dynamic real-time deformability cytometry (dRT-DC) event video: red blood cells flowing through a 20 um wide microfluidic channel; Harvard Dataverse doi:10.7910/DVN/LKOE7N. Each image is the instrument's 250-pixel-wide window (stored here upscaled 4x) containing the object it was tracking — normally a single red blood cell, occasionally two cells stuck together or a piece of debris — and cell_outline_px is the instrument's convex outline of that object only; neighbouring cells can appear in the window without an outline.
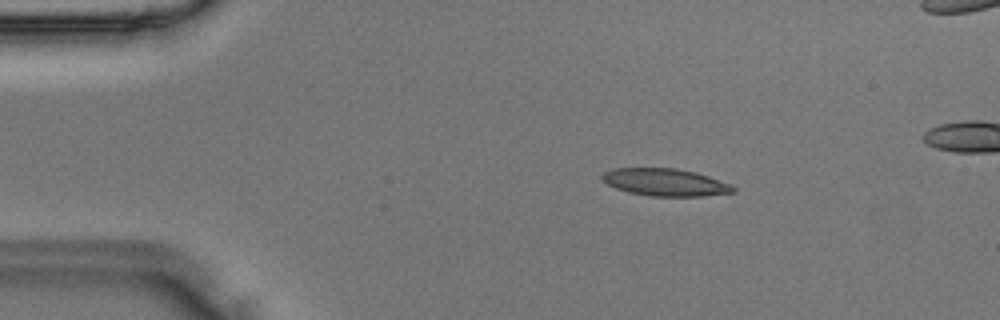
{"species": "Egyptian fruit bat (a non-hibernating species)", "species_latin": "Rousettus aegyptiacus", "temperature_condition": "room temperature", "stored_images_in_passage": 48, "camera_frame_rate_fps": 3000, "um_per_image_px": 0.085, "animal": {"sex": "male"}, "frame": {"image": 1, "passage_image": 7, "time_ms": 2.0, "image_size_px": [1000, 320], "cell_outline_px": [[736, 192], [704, 196], [648, 196], [628, 192], [616, 188], [608, 184], [600, 176], [604, 172], [612, 168], [676, 168], [696, 172], [732, 184], [736, 188]], "centroid_in_image_um": [56.57, 15.49], "position_along_channel_um": 28.4, "area_um2": 21.04}}
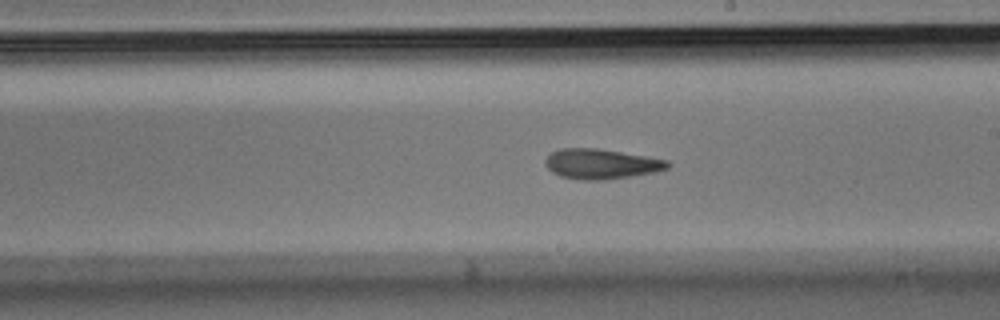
{"frame": {"image": 2, "passage_image": 26, "time_ms": 8.333, "image_size_px": [1000, 320], "cell_outline_px": [[672, 164], [668, 168], [656, 172], [604, 180], [584, 180], [560, 176], [552, 172], [544, 164], [544, 160], [552, 152], [560, 148], [596, 148], [648, 156], [668, 160]], "centroid_in_image_um": [51.12, 13.93], "position_along_channel_um": 237.9, "area_um2": 21.5}}
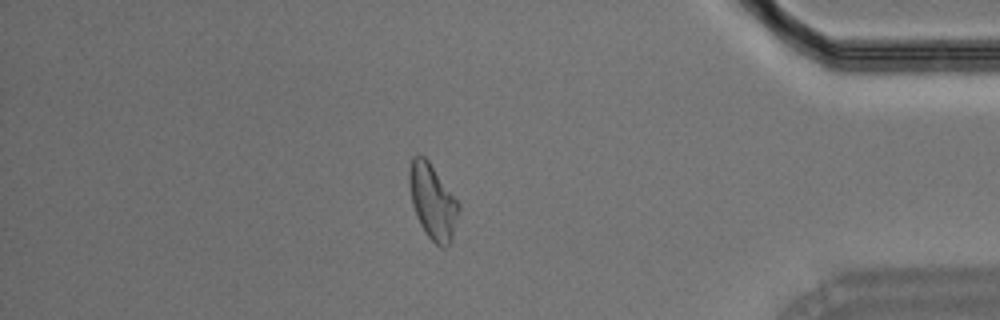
{"frame": {"image": 3, "passage_image": 40, "time_ms": 13.0, "image_size_px": [1000, 320], "cell_outline_px": [[460, 208], [452, 240], [444, 248], [440, 248], [428, 236], [420, 224], [416, 216], [412, 204], [408, 180], [408, 172], [412, 156], [416, 152], [424, 156], [428, 160], [460, 204]], "centroid_in_image_um": [36.76, 17.11], "position_along_channel_um": 398.4, "area_um2": 21.73}}